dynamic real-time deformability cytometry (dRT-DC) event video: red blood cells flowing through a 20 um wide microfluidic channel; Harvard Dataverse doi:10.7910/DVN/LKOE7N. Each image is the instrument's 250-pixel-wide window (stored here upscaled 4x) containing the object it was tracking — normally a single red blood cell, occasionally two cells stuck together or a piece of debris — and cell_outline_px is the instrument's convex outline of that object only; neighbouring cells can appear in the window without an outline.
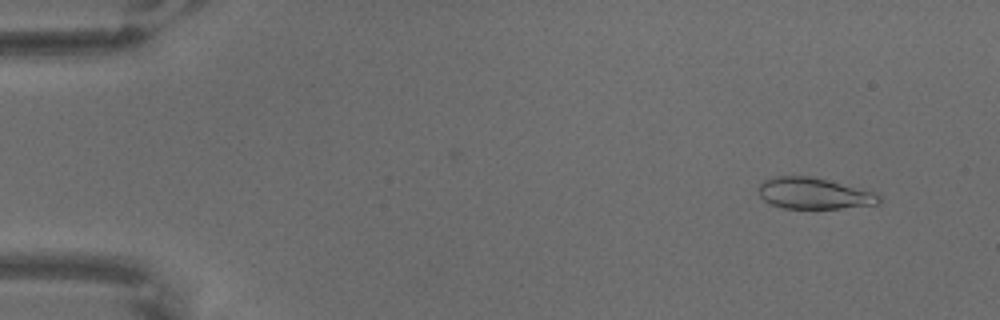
{"species": "common noctule bat (a hibernating species)", "species_latin": "Nyctalus noctula", "temperature_condition": "warm", "stored_images_in_passage": 58, "camera_frame_rate_fps": 3000, "um_per_image_px": 0.085, "animal": {"sex": "male", "body_mass_g": 18.8}, "frame": {"image": 1, "passage_image": 3, "time_ms": 0.667, "image_size_px": [1000, 320], "cell_outline_px": [[884, 196], [880, 204], [840, 208], [784, 208], [772, 204], [764, 200], [760, 196], [760, 184], [764, 180], [776, 176], [812, 176], [872, 192]], "centroid_in_image_um": [69.21, 16.44], "position_along_channel_um": 15.8, "area_um2": 21.68}}
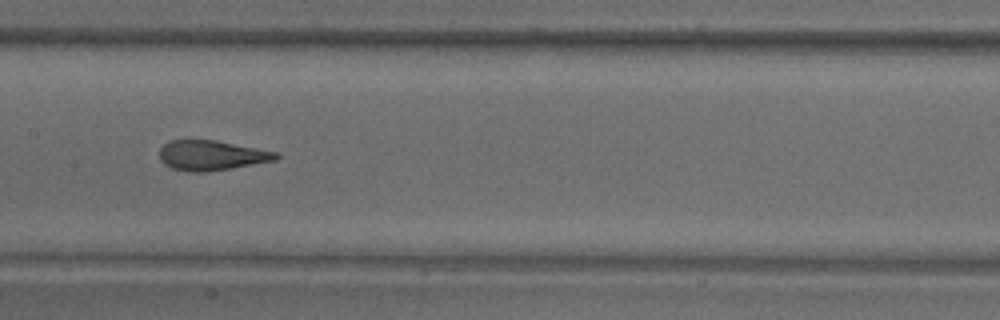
{"frame": {"image": 2, "passage_image": 31, "time_ms": 10.0, "image_size_px": [1000, 320], "cell_outline_px": [[280, 156], [276, 160], [232, 168], [208, 172], [188, 172], [172, 168], [164, 164], [160, 160], [160, 148], [164, 144], [172, 140], [216, 140], [276, 152]], "centroid_in_image_um": [17.96, 13.22], "position_along_channel_um": 189.4, "area_um2": 20.29}}
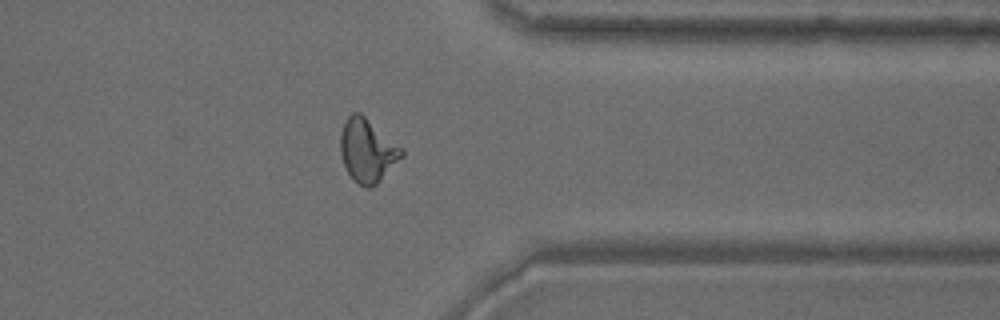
{"frame": {"image": 3, "passage_image": 50, "time_ms": 16.333, "image_size_px": [1000, 320], "cell_outline_px": [[404, 156], [372, 188], [368, 188], [352, 180], [340, 156], [340, 132], [348, 116], [352, 112], [360, 112], [404, 148]], "centroid_in_image_um": [31.24, 12.78], "position_along_channel_um": 380.2, "area_um2": 22.77}}